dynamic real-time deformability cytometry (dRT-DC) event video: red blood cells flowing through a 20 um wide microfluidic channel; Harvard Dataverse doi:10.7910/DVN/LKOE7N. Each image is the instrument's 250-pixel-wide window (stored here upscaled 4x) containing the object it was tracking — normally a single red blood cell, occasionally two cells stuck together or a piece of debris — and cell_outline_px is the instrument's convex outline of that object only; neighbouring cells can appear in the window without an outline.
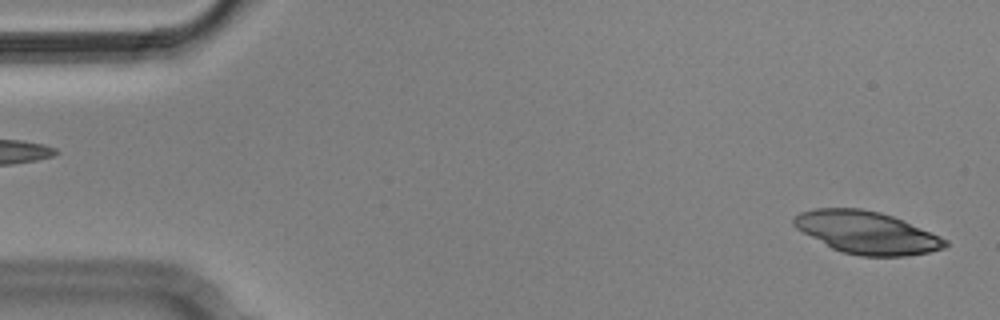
{"species": "Egyptian fruit bat (a non-hibernating species)", "species_latin": "Rousettus aegyptiacus", "temperature_condition": "cold", "stored_images_in_passage": 3, "segment_of_instrument_passage": [2, 2], "camera_frame_rate_fps": 3000, "um_per_image_px": 0.085, "animal": {"sex": "male"}, "frame": {"image": 1, "passage_image": 3, "time_ms": 0.667, "image_size_px": [1000, 320], "cell_outline_px": [[948, 244], [944, 248], [928, 252], [904, 256], [860, 256], [840, 252], [832, 248], [796, 228], [792, 224], [792, 220], [800, 212], [816, 208], [860, 208], [880, 212], [892, 216], [940, 236], [948, 240]], "centroid_in_image_um": [73.66, 19.77], "position_along_channel_um": 11.3, "area_um2": 37.11}}